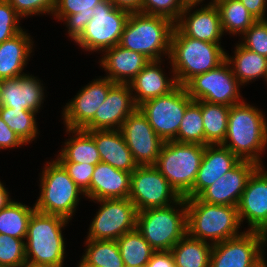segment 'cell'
<instances>
[{"instance_id": "6", "label": "cell", "mask_w": 267, "mask_h": 267, "mask_svg": "<svg viewBox=\"0 0 267 267\" xmlns=\"http://www.w3.org/2000/svg\"><path fill=\"white\" fill-rule=\"evenodd\" d=\"M136 228L155 251H170L187 234L185 198L167 207L137 212Z\"/></svg>"}, {"instance_id": "5", "label": "cell", "mask_w": 267, "mask_h": 267, "mask_svg": "<svg viewBox=\"0 0 267 267\" xmlns=\"http://www.w3.org/2000/svg\"><path fill=\"white\" fill-rule=\"evenodd\" d=\"M174 26L175 23L162 16L130 13L119 45L150 60H161L167 55L169 58Z\"/></svg>"}, {"instance_id": "46", "label": "cell", "mask_w": 267, "mask_h": 267, "mask_svg": "<svg viewBox=\"0 0 267 267\" xmlns=\"http://www.w3.org/2000/svg\"><path fill=\"white\" fill-rule=\"evenodd\" d=\"M145 267H176L171 251H155Z\"/></svg>"}, {"instance_id": "34", "label": "cell", "mask_w": 267, "mask_h": 267, "mask_svg": "<svg viewBox=\"0 0 267 267\" xmlns=\"http://www.w3.org/2000/svg\"><path fill=\"white\" fill-rule=\"evenodd\" d=\"M230 106L201 101V113L205 131V145L224 142Z\"/></svg>"}, {"instance_id": "29", "label": "cell", "mask_w": 267, "mask_h": 267, "mask_svg": "<svg viewBox=\"0 0 267 267\" xmlns=\"http://www.w3.org/2000/svg\"><path fill=\"white\" fill-rule=\"evenodd\" d=\"M72 134L64 142V148L59 152L56 160L59 163H84L97 165L101 162L94 138L82 129H65Z\"/></svg>"}, {"instance_id": "12", "label": "cell", "mask_w": 267, "mask_h": 267, "mask_svg": "<svg viewBox=\"0 0 267 267\" xmlns=\"http://www.w3.org/2000/svg\"><path fill=\"white\" fill-rule=\"evenodd\" d=\"M100 204L89 226L87 239L117 240L136 229L137 210L129 198L92 200Z\"/></svg>"}, {"instance_id": "25", "label": "cell", "mask_w": 267, "mask_h": 267, "mask_svg": "<svg viewBox=\"0 0 267 267\" xmlns=\"http://www.w3.org/2000/svg\"><path fill=\"white\" fill-rule=\"evenodd\" d=\"M87 132L96 142L101 162L129 173L138 167L119 129Z\"/></svg>"}, {"instance_id": "8", "label": "cell", "mask_w": 267, "mask_h": 267, "mask_svg": "<svg viewBox=\"0 0 267 267\" xmlns=\"http://www.w3.org/2000/svg\"><path fill=\"white\" fill-rule=\"evenodd\" d=\"M204 151L201 144L164 142L154 166L184 198L194 186Z\"/></svg>"}, {"instance_id": "38", "label": "cell", "mask_w": 267, "mask_h": 267, "mask_svg": "<svg viewBox=\"0 0 267 267\" xmlns=\"http://www.w3.org/2000/svg\"><path fill=\"white\" fill-rule=\"evenodd\" d=\"M174 141L181 143H195L205 146V131L201 113V101H192L187 106Z\"/></svg>"}, {"instance_id": "2", "label": "cell", "mask_w": 267, "mask_h": 267, "mask_svg": "<svg viewBox=\"0 0 267 267\" xmlns=\"http://www.w3.org/2000/svg\"><path fill=\"white\" fill-rule=\"evenodd\" d=\"M169 63L178 85L217 68L226 60L221 43H211L185 36L176 26L171 35Z\"/></svg>"}, {"instance_id": "37", "label": "cell", "mask_w": 267, "mask_h": 267, "mask_svg": "<svg viewBox=\"0 0 267 267\" xmlns=\"http://www.w3.org/2000/svg\"><path fill=\"white\" fill-rule=\"evenodd\" d=\"M35 116L34 111L0 106V117L26 145L39 135Z\"/></svg>"}, {"instance_id": "40", "label": "cell", "mask_w": 267, "mask_h": 267, "mask_svg": "<svg viewBox=\"0 0 267 267\" xmlns=\"http://www.w3.org/2000/svg\"><path fill=\"white\" fill-rule=\"evenodd\" d=\"M185 6V0H143L141 13L162 16L176 23Z\"/></svg>"}, {"instance_id": "7", "label": "cell", "mask_w": 267, "mask_h": 267, "mask_svg": "<svg viewBox=\"0 0 267 267\" xmlns=\"http://www.w3.org/2000/svg\"><path fill=\"white\" fill-rule=\"evenodd\" d=\"M43 168L39 178L41 193L34 204L36 211L72 220L81 199L79 196L85 197V194L56 159Z\"/></svg>"}, {"instance_id": "47", "label": "cell", "mask_w": 267, "mask_h": 267, "mask_svg": "<svg viewBox=\"0 0 267 267\" xmlns=\"http://www.w3.org/2000/svg\"><path fill=\"white\" fill-rule=\"evenodd\" d=\"M247 10L257 19L266 20L267 0H240Z\"/></svg>"}, {"instance_id": "22", "label": "cell", "mask_w": 267, "mask_h": 267, "mask_svg": "<svg viewBox=\"0 0 267 267\" xmlns=\"http://www.w3.org/2000/svg\"><path fill=\"white\" fill-rule=\"evenodd\" d=\"M240 159L222 144L205 145V151L192 190L184 198H196L214 184Z\"/></svg>"}, {"instance_id": "11", "label": "cell", "mask_w": 267, "mask_h": 267, "mask_svg": "<svg viewBox=\"0 0 267 267\" xmlns=\"http://www.w3.org/2000/svg\"><path fill=\"white\" fill-rule=\"evenodd\" d=\"M241 86L226 60L217 68L194 76L184 85L193 101H206L230 107L244 101L240 94Z\"/></svg>"}, {"instance_id": "10", "label": "cell", "mask_w": 267, "mask_h": 267, "mask_svg": "<svg viewBox=\"0 0 267 267\" xmlns=\"http://www.w3.org/2000/svg\"><path fill=\"white\" fill-rule=\"evenodd\" d=\"M193 101L182 85L166 95L145 101L138 109L164 141H174L187 106Z\"/></svg>"}, {"instance_id": "42", "label": "cell", "mask_w": 267, "mask_h": 267, "mask_svg": "<svg viewBox=\"0 0 267 267\" xmlns=\"http://www.w3.org/2000/svg\"><path fill=\"white\" fill-rule=\"evenodd\" d=\"M21 18L7 0H0V44L25 30L20 26Z\"/></svg>"}, {"instance_id": "39", "label": "cell", "mask_w": 267, "mask_h": 267, "mask_svg": "<svg viewBox=\"0 0 267 267\" xmlns=\"http://www.w3.org/2000/svg\"><path fill=\"white\" fill-rule=\"evenodd\" d=\"M25 262V239L0 234V267H21Z\"/></svg>"}, {"instance_id": "48", "label": "cell", "mask_w": 267, "mask_h": 267, "mask_svg": "<svg viewBox=\"0 0 267 267\" xmlns=\"http://www.w3.org/2000/svg\"><path fill=\"white\" fill-rule=\"evenodd\" d=\"M116 8L128 13H141L143 0H109Z\"/></svg>"}, {"instance_id": "53", "label": "cell", "mask_w": 267, "mask_h": 267, "mask_svg": "<svg viewBox=\"0 0 267 267\" xmlns=\"http://www.w3.org/2000/svg\"><path fill=\"white\" fill-rule=\"evenodd\" d=\"M124 267H129V266H124ZM132 267H145V266H132Z\"/></svg>"}, {"instance_id": "36", "label": "cell", "mask_w": 267, "mask_h": 267, "mask_svg": "<svg viewBox=\"0 0 267 267\" xmlns=\"http://www.w3.org/2000/svg\"><path fill=\"white\" fill-rule=\"evenodd\" d=\"M124 266H146L155 250L136 228L116 240Z\"/></svg>"}, {"instance_id": "32", "label": "cell", "mask_w": 267, "mask_h": 267, "mask_svg": "<svg viewBox=\"0 0 267 267\" xmlns=\"http://www.w3.org/2000/svg\"><path fill=\"white\" fill-rule=\"evenodd\" d=\"M85 253L80 258L82 267H124L116 240L85 239Z\"/></svg>"}, {"instance_id": "41", "label": "cell", "mask_w": 267, "mask_h": 267, "mask_svg": "<svg viewBox=\"0 0 267 267\" xmlns=\"http://www.w3.org/2000/svg\"><path fill=\"white\" fill-rule=\"evenodd\" d=\"M242 35L243 47L267 57V19L256 20Z\"/></svg>"}, {"instance_id": "43", "label": "cell", "mask_w": 267, "mask_h": 267, "mask_svg": "<svg viewBox=\"0 0 267 267\" xmlns=\"http://www.w3.org/2000/svg\"><path fill=\"white\" fill-rule=\"evenodd\" d=\"M22 17L53 14L57 0H7Z\"/></svg>"}, {"instance_id": "35", "label": "cell", "mask_w": 267, "mask_h": 267, "mask_svg": "<svg viewBox=\"0 0 267 267\" xmlns=\"http://www.w3.org/2000/svg\"><path fill=\"white\" fill-rule=\"evenodd\" d=\"M35 210V205L29 207L11 200L0 210V234L26 239L28 222Z\"/></svg>"}, {"instance_id": "19", "label": "cell", "mask_w": 267, "mask_h": 267, "mask_svg": "<svg viewBox=\"0 0 267 267\" xmlns=\"http://www.w3.org/2000/svg\"><path fill=\"white\" fill-rule=\"evenodd\" d=\"M258 167L255 162L240 160L198 198L209 204L237 206L249 177Z\"/></svg>"}, {"instance_id": "20", "label": "cell", "mask_w": 267, "mask_h": 267, "mask_svg": "<svg viewBox=\"0 0 267 267\" xmlns=\"http://www.w3.org/2000/svg\"><path fill=\"white\" fill-rule=\"evenodd\" d=\"M198 4H186L175 26L185 35L205 42L221 43L224 36L220 13L215 4H205L204 7L195 9Z\"/></svg>"}, {"instance_id": "4", "label": "cell", "mask_w": 267, "mask_h": 267, "mask_svg": "<svg viewBox=\"0 0 267 267\" xmlns=\"http://www.w3.org/2000/svg\"><path fill=\"white\" fill-rule=\"evenodd\" d=\"M69 221L59 215L35 210L29 219L25 239L26 261L63 267L66 245L62 229Z\"/></svg>"}, {"instance_id": "27", "label": "cell", "mask_w": 267, "mask_h": 267, "mask_svg": "<svg viewBox=\"0 0 267 267\" xmlns=\"http://www.w3.org/2000/svg\"><path fill=\"white\" fill-rule=\"evenodd\" d=\"M32 40L30 34L21 31L0 44V81L26 74L23 70L33 52Z\"/></svg>"}, {"instance_id": "1", "label": "cell", "mask_w": 267, "mask_h": 267, "mask_svg": "<svg viewBox=\"0 0 267 267\" xmlns=\"http://www.w3.org/2000/svg\"><path fill=\"white\" fill-rule=\"evenodd\" d=\"M222 145L240 160L263 166L260 155L267 146V122L263 112L245 101L232 105Z\"/></svg>"}, {"instance_id": "51", "label": "cell", "mask_w": 267, "mask_h": 267, "mask_svg": "<svg viewBox=\"0 0 267 267\" xmlns=\"http://www.w3.org/2000/svg\"><path fill=\"white\" fill-rule=\"evenodd\" d=\"M203 1H205V0H185V3L186 4H199L200 5V3H203ZM216 1L217 0H211L209 2V4H215Z\"/></svg>"}, {"instance_id": "23", "label": "cell", "mask_w": 267, "mask_h": 267, "mask_svg": "<svg viewBox=\"0 0 267 267\" xmlns=\"http://www.w3.org/2000/svg\"><path fill=\"white\" fill-rule=\"evenodd\" d=\"M99 61L107 75L115 84H129L151 61L144 54L115 45L105 50Z\"/></svg>"}, {"instance_id": "16", "label": "cell", "mask_w": 267, "mask_h": 267, "mask_svg": "<svg viewBox=\"0 0 267 267\" xmlns=\"http://www.w3.org/2000/svg\"><path fill=\"white\" fill-rule=\"evenodd\" d=\"M85 85L66 103L62 111L63 124L69 129H83L93 118L115 85L110 79L99 77Z\"/></svg>"}, {"instance_id": "18", "label": "cell", "mask_w": 267, "mask_h": 267, "mask_svg": "<svg viewBox=\"0 0 267 267\" xmlns=\"http://www.w3.org/2000/svg\"><path fill=\"white\" fill-rule=\"evenodd\" d=\"M137 109L130 85L115 84L96 111L94 118L82 130L120 129L126 118Z\"/></svg>"}, {"instance_id": "17", "label": "cell", "mask_w": 267, "mask_h": 267, "mask_svg": "<svg viewBox=\"0 0 267 267\" xmlns=\"http://www.w3.org/2000/svg\"><path fill=\"white\" fill-rule=\"evenodd\" d=\"M240 223L246 220V231L267 235V171L259 166L249 177L237 205Z\"/></svg>"}, {"instance_id": "9", "label": "cell", "mask_w": 267, "mask_h": 267, "mask_svg": "<svg viewBox=\"0 0 267 267\" xmlns=\"http://www.w3.org/2000/svg\"><path fill=\"white\" fill-rule=\"evenodd\" d=\"M92 14L74 42L89 52H104L118 45L130 13L116 8L109 0H103L93 7Z\"/></svg>"}, {"instance_id": "13", "label": "cell", "mask_w": 267, "mask_h": 267, "mask_svg": "<svg viewBox=\"0 0 267 267\" xmlns=\"http://www.w3.org/2000/svg\"><path fill=\"white\" fill-rule=\"evenodd\" d=\"M267 235L243 231L237 237L213 244L210 267H255L264 258Z\"/></svg>"}, {"instance_id": "26", "label": "cell", "mask_w": 267, "mask_h": 267, "mask_svg": "<svg viewBox=\"0 0 267 267\" xmlns=\"http://www.w3.org/2000/svg\"><path fill=\"white\" fill-rule=\"evenodd\" d=\"M131 173L100 162L95 166L90 183V199L128 198Z\"/></svg>"}, {"instance_id": "3", "label": "cell", "mask_w": 267, "mask_h": 267, "mask_svg": "<svg viewBox=\"0 0 267 267\" xmlns=\"http://www.w3.org/2000/svg\"><path fill=\"white\" fill-rule=\"evenodd\" d=\"M187 234L211 244L241 235L237 206L209 204L196 198H185Z\"/></svg>"}, {"instance_id": "15", "label": "cell", "mask_w": 267, "mask_h": 267, "mask_svg": "<svg viewBox=\"0 0 267 267\" xmlns=\"http://www.w3.org/2000/svg\"><path fill=\"white\" fill-rule=\"evenodd\" d=\"M119 130L138 166L156 164L164 141L139 109L126 118Z\"/></svg>"}, {"instance_id": "28", "label": "cell", "mask_w": 267, "mask_h": 267, "mask_svg": "<svg viewBox=\"0 0 267 267\" xmlns=\"http://www.w3.org/2000/svg\"><path fill=\"white\" fill-rule=\"evenodd\" d=\"M103 0H57L51 16L66 24L72 40H76L92 18L93 7Z\"/></svg>"}, {"instance_id": "50", "label": "cell", "mask_w": 267, "mask_h": 267, "mask_svg": "<svg viewBox=\"0 0 267 267\" xmlns=\"http://www.w3.org/2000/svg\"><path fill=\"white\" fill-rule=\"evenodd\" d=\"M21 267H56L51 265H44V264H35L29 261H26Z\"/></svg>"}, {"instance_id": "52", "label": "cell", "mask_w": 267, "mask_h": 267, "mask_svg": "<svg viewBox=\"0 0 267 267\" xmlns=\"http://www.w3.org/2000/svg\"><path fill=\"white\" fill-rule=\"evenodd\" d=\"M267 261L265 260V258L259 262L255 267H267Z\"/></svg>"}, {"instance_id": "44", "label": "cell", "mask_w": 267, "mask_h": 267, "mask_svg": "<svg viewBox=\"0 0 267 267\" xmlns=\"http://www.w3.org/2000/svg\"><path fill=\"white\" fill-rule=\"evenodd\" d=\"M67 171L70 178L85 194V197L90 199V183L92 174L96 165L84 163H60Z\"/></svg>"}, {"instance_id": "45", "label": "cell", "mask_w": 267, "mask_h": 267, "mask_svg": "<svg viewBox=\"0 0 267 267\" xmlns=\"http://www.w3.org/2000/svg\"><path fill=\"white\" fill-rule=\"evenodd\" d=\"M26 145L18 135L13 132L9 126L0 117V150L9 148H18Z\"/></svg>"}, {"instance_id": "21", "label": "cell", "mask_w": 267, "mask_h": 267, "mask_svg": "<svg viewBox=\"0 0 267 267\" xmlns=\"http://www.w3.org/2000/svg\"><path fill=\"white\" fill-rule=\"evenodd\" d=\"M44 91L41 80L32 74L3 79L0 81V106L39 113L45 100Z\"/></svg>"}, {"instance_id": "31", "label": "cell", "mask_w": 267, "mask_h": 267, "mask_svg": "<svg viewBox=\"0 0 267 267\" xmlns=\"http://www.w3.org/2000/svg\"><path fill=\"white\" fill-rule=\"evenodd\" d=\"M212 247L213 244L186 234L170 251L176 267H210Z\"/></svg>"}, {"instance_id": "33", "label": "cell", "mask_w": 267, "mask_h": 267, "mask_svg": "<svg viewBox=\"0 0 267 267\" xmlns=\"http://www.w3.org/2000/svg\"><path fill=\"white\" fill-rule=\"evenodd\" d=\"M223 34L239 36L257 20L240 0H217Z\"/></svg>"}, {"instance_id": "14", "label": "cell", "mask_w": 267, "mask_h": 267, "mask_svg": "<svg viewBox=\"0 0 267 267\" xmlns=\"http://www.w3.org/2000/svg\"><path fill=\"white\" fill-rule=\"evenodd\" d=\"M128 198L139 212L149 208L170 206L181 197L154 165H148L138 166L131 173Z\"/></svg>"}, {"instance_id": "24", "label": "cell", "mask_w": 267, "mask_h": 267, "mask_svg": "<svg viewBox=\"0 0 267 267\" xmlns=\"http://www.w3.org/2000/svg\"><path fill=\"white\" fill-rule=\"evenodd\" d=\"M161 63L162 59L151 60L129 83L137 106L150 99L166 95L178 86L174 75L168 78L163 73Z\"/></svg>"}, {"instance_id": "30", "label": "cell", "mask_w": 267, "mask_h": 267, "mask_svg": "<svg viewBox=\"0 0 267 267\" xmlns=\"http://www.w3.org/2000/svg\"><path fill=\"white\" fill-rule=\"evenodd\" d=\"M228 55L226 53V61L232 65L233 74L242 86L262 77L267 82V57L246 49L240 42L235 47L234 56Z\"/></svg>"}, {"instance_id": "49", "label": "cell", "mask_w": 267, "mask_h": 267, "mask_svg": "<svg viewBox=\"0 0 267 267\" xmlns=\"http://www.w3.org/2000/svg\"><path fill=\"white\" fill-rule=\"evenodd\" d=\"M9 195L7 188H5L4 184L0 181V210L11 201Z\"/></svg>"}]
</instances>
